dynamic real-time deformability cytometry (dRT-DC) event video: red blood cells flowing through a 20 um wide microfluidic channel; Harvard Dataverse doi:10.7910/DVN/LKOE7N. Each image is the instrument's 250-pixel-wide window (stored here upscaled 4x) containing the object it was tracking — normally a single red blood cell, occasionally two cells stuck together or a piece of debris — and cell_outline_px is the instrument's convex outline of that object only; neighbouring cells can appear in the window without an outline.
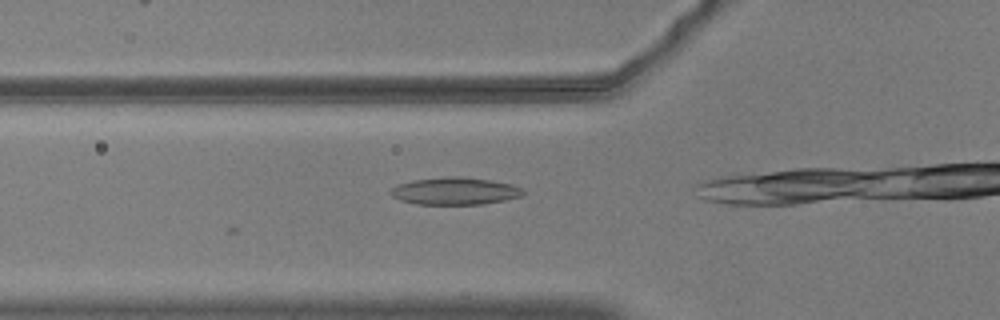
{"species": "common noctule bat (a hibernating species)", "species_latin": "Nyctalus noctula", "temperature_condition": "warm", "stored_images_in_passage": 9, "camera_frame_rate_fps": 3000, "um_per_image_px": 0.085, "animal": {"sex": "male", "body_mass_g": 20.5, "forearm_length_mm": 52.5}, "frame": {"image": 1, "passage_image": 4, "time_ms": 1.0, "image_size_px": [1000, 320], "cell_outline_px": [[524, 192], [520, 196], [504, 200], [484, 204], [416, 204], [400, 200], [392, 196], [388, 192], [396, 184], [412, 180], [444, 176], [464, 176], [492, 180], [512, 184], [524, 188]], "centroid_in_image_um": [38.65, 16.22], "position_along_channel_um": 87.1, "area_um2": 21.39}}
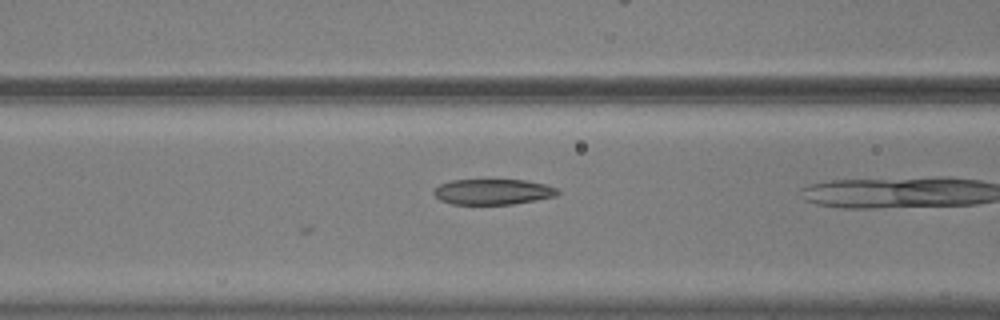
{"frame": {"image": 2, "passage_image": 7, "time_ms": 2.0, "image_size_px": [1000, 320], "cell_outline_px": [[560, 192], [556, 196], [536, 200], [512, 204], [452, 204], [440, 200], [432, 192], [440, 184], [452, 180], [524, 180], [544, 184], [556, 188]], "centroid_in_image_um": [41.89, 16.3], "position_along_channel_um": 124.7, "area_um2": 18.32}}